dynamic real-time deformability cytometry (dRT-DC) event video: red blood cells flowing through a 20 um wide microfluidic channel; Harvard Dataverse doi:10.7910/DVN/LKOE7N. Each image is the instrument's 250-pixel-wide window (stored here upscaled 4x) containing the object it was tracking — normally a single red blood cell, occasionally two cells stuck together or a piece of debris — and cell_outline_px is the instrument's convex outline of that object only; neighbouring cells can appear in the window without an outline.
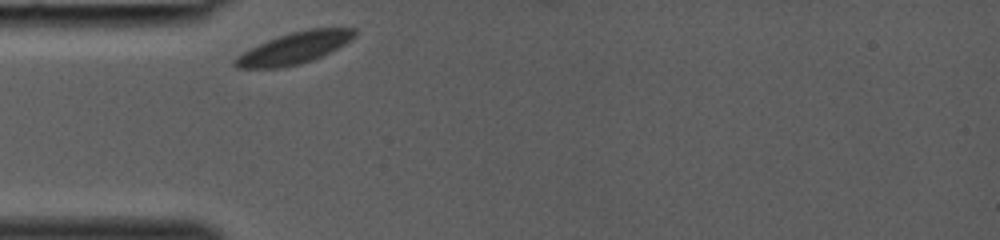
{"species": "common noctule bat (a hibernating species)", "species_latin": "Nyctalus noctula", "temperature_condition": "room temperature", "stored_images_in_passage": 24, "camera_frame_rate_fps": 3000, "um_per_image_px": 0.085, "animal": {"sex": "female", "body_mass_g": 19.0, "forearm_length_mm": 53.3}, "frame": {"image": 1, "passage_image": 1, "time_ms": 0.0, "image_size_px": [1000, 240], "cell_outline_px": [[356, 36], [344, 44], [312, 60], [300, 64], [280, 68], [236, 68], [232, 64], [232, 60], [236, 56], [268, 40], [292, 32], [308, 28], [356, 28]], "centroid_in_image_um": [25.0, 4.09], "position_along_channel_um": 60.0, "area_um2": 21.73}}
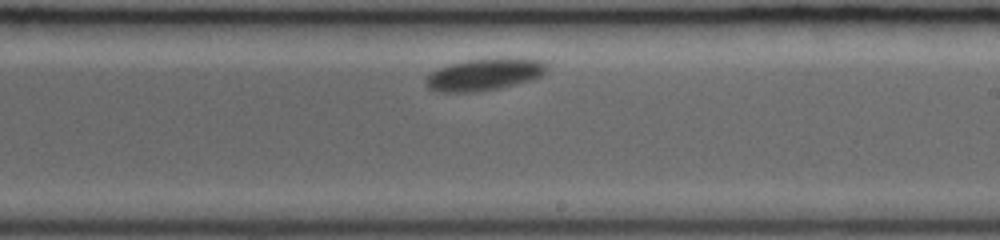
{"frame": {"image": 2, "passage_image": 14, "time_ms": 4.333, "image_size_px": [1000, 240], "cell_outline_px": [[548, 68], [540, 76], [532, 80], [500, 88], [480, 92], [436, 92], [428, 88], [424, 84], [424, 80], [432, 72], [448, 64], [468, 60], [496, 56], [508, 56], [540, 60], [548, 64]], "centroid_in_image_um": [41.19, 6.31], "position_along_channel_um": 247.8, "area_um2": 23.24}}
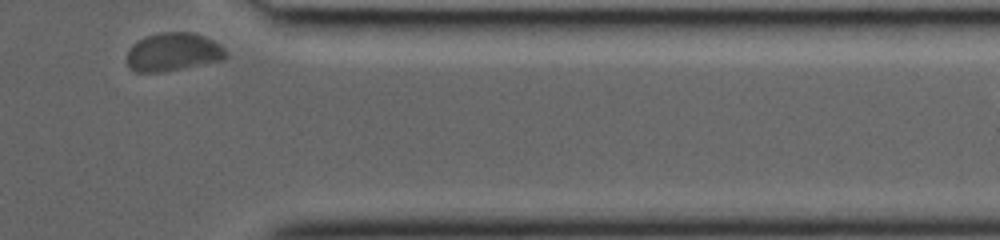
{"frame": {"image": 3, "passage_image": 24, "time_ms": 7.667, "image_size_px": [1000, 240], "cell_outline_px": [[228, 56], [224, 60], [160, 72], [136, 72], [128, 64], [128, 52], [140, 40], [148, 36], [160, 32], [192, 32], [212, 40], [220, 44], [228, 52]], "centroid_in_image_um": [14.79, 4.42], "position_along_channel_um": 396.6, "area_um2": 21.68}}